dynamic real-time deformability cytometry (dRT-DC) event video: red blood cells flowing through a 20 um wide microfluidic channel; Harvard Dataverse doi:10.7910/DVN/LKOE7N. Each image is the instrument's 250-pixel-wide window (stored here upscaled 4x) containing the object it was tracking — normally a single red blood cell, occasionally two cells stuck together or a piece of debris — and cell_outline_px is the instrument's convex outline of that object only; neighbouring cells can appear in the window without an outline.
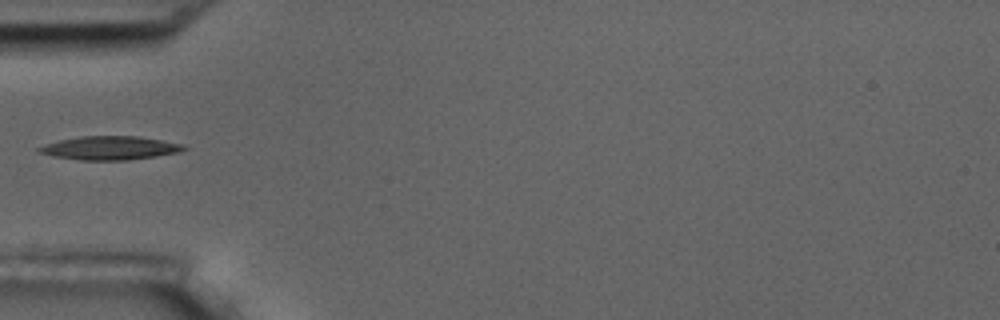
{"species": "common noctule bat (a hibernating species)", "species_latin": "Nyctalus noctula", "temperature_condition": "room temperature", "stored_images_in_passage": 4, "camera_frame_rate_fps": 3000, "um_per_image_px": 0.085, "animal": {"sex": "male", "body_mass_g": 17.5, "forearm_length_mm": 52.3}, "frame": {"image": 1, "passage_image": 3, "time_ms": 2.0, "image_size_px": [1000, 320], "cell_outline_px": [[188, 148], [180, 152], [128, 160], [80, 160], [52, 156], [36, 152], [36, 148], [44, 144], [60, 140], [80, 136], [140, 136], [184, 144]], "centroid_in_image_um": [9.32, 12.57], "position_along_channel_um": 75.7, "area_um2": 20.06}}